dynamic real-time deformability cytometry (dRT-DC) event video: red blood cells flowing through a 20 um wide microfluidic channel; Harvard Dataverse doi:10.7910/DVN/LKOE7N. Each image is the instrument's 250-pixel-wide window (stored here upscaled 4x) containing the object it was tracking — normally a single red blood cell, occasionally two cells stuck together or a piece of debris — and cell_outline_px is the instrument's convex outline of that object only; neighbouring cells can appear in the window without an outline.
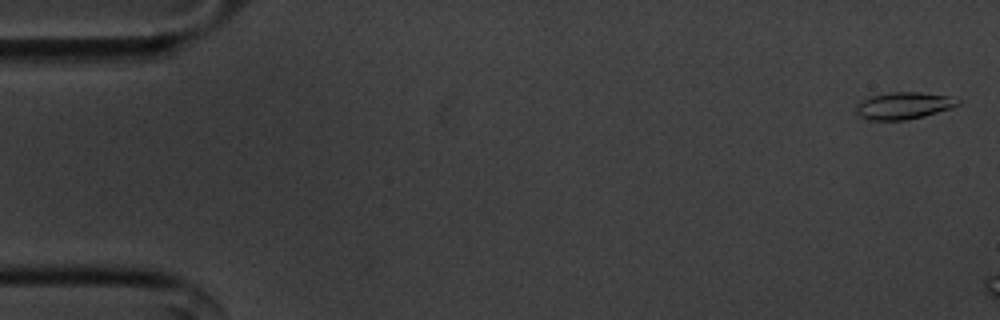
{"species": "common noctule bat (a hibernating species)", "species_latin": "Nyctalus noctula", "temperature_condition": "cold", "stored_images_in_passage": 8, "camera_frame_rate_fps": 3000, "um_per_image_px": 0.085, "animal": {"sex": "male", "body_mass_g": 20.1, "forearm_length_mm": 53.5}, "frame": {"image": 1, "passage_image": 2, "time_ms": 0.333, "image_size_px": [1000, 320], "cell_outline_px": [[960, 104], [924, 116], [904, 120], [872, 120], [860, 116], [856, 112], [856, 108], [864, 100], [872, 96], [892, 92], [916, 92], [948, 96], [960, 100]], "centroid_in_image_um": [76.82, 8.98], "position_along_channel_um": 8.2, "area_um2": 15.49}}